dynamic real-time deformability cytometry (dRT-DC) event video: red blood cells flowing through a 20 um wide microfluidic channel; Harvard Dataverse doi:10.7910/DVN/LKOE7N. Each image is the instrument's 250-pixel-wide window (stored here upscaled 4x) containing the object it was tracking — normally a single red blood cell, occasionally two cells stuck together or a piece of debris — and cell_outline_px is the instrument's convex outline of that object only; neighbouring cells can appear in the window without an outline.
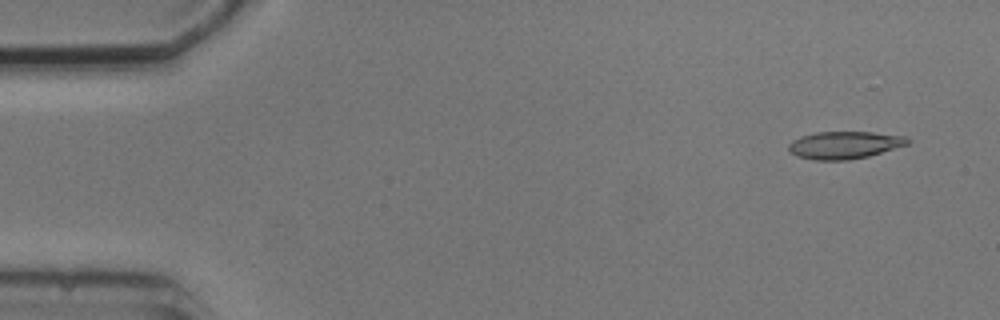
{"species": "common noctule bat (a hibernating species)", "species_latin": "Nyctalus noctula", "temperature_condition": "cold", "stored_images_in_passage": 7, "camera_frame_rate_fps": 3000, "um_per_image_px": 0.085, "animal": {"sex": "male", "body_mass_g": 20.5, "forearm_length_mm": 52.5}, "frame": {"image": 1, "passage_image": 1, "time_ms": 0.0, "image_size_px": [1000, 320], "cell_outline_px": [[912, 140], [908, 144], [868, 156], [848, 160], [812, 160], [796, 156], [788, 152], [788, 144], [792, 140], [800, 136], [816, 132], [872, 132], [908, 136]], "centroid_in_image_um": [71.75, 12.32], "position_along_channel_um": 13.2, "area_um2": 19.25}}
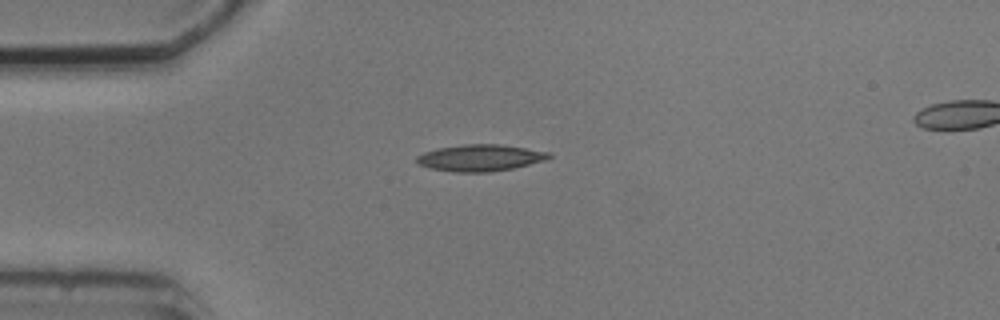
{"frame": {"image": 2, "passage_image": 4, "time_ms": 3.333, "image_size_px": [1000, 320], "cell_outline_px": [[552, 156], [544, 160], [512, 168], [488, 172], [456, 172], [428, 168], [416, 164], [416, 156], [424, 152], [436, 148], [464, 144], [500, 144], [552, 152]], "centroid_in_image_um": [40.77, 13.41], "position_along_channel_um": 44.2, "area_um2": 20.58}}
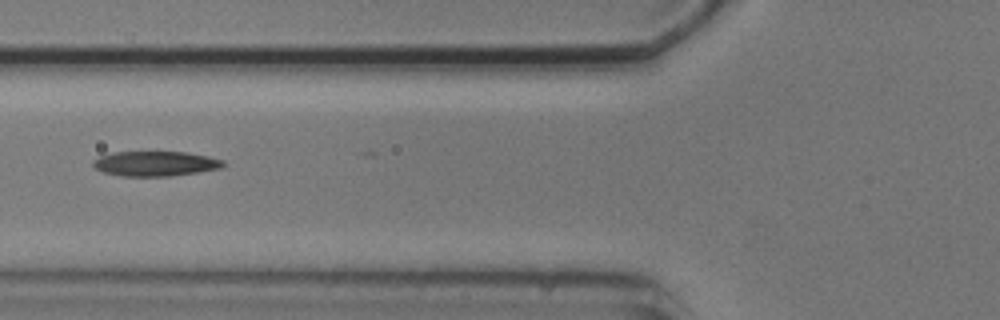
{"frame": {"image": 3, "passage_image": 6, "time_ms": 5.667, "image_size_px": [1000, 320], "cell_outline_px": [[228, 164], [220, 168], [172, 176], [120, 176], [104, 172], [96, 168], [92, 164], [92, 160], [100, 156], [112, 152], [188, 152], [208, 156], [224, 160]], "centroid_in_image_um": [13.22, 13.9], "position_along_channel_um": 112.6, "area_um2": 18.96}}